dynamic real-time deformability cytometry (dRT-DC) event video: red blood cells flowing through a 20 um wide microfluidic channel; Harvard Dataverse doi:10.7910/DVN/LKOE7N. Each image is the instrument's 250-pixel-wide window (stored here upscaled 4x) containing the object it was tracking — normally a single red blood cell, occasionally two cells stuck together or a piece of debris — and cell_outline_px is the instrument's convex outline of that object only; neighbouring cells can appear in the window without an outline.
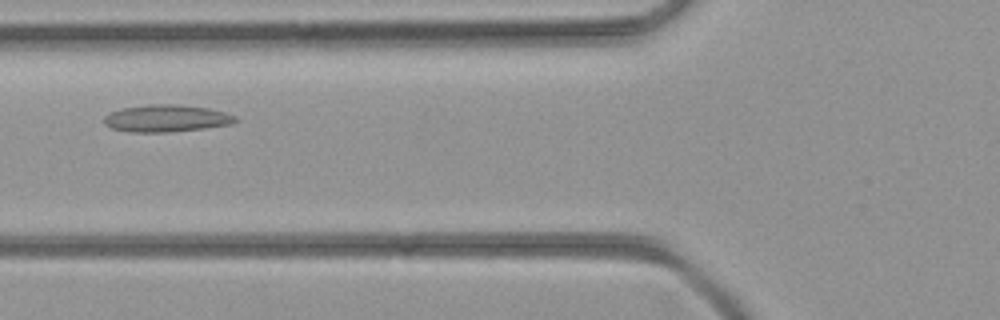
{"species": "common noctule bat (a hibernating species)", "species_latin": "Nyctalus noctula", "temperature_condition": "room temperature", "stored_images_in_passage": 34, "camera_frame_rate_fps": 3000, "um_per_image_px": 0.085, "animal": {"sex": "female", "body_mass_g": 21.9}, "frame": {"image": 1, "passage_image": 7, "time_ms": 2.0, "image_size_px": [1000, 320], "cell_outline_px": [[236, 120], [232, 124], [204, 128], [168, 132], [132, 132], [112, 128], [104, 124], [104, 116], [120, 108], [148, 104], [180, 104], [208, 108], [224, 112], [236, 116]], "centroid_in_image_um": [14.13, 10.05], "position_along_channel_um": 111.7, "area_um2": 20.75}}
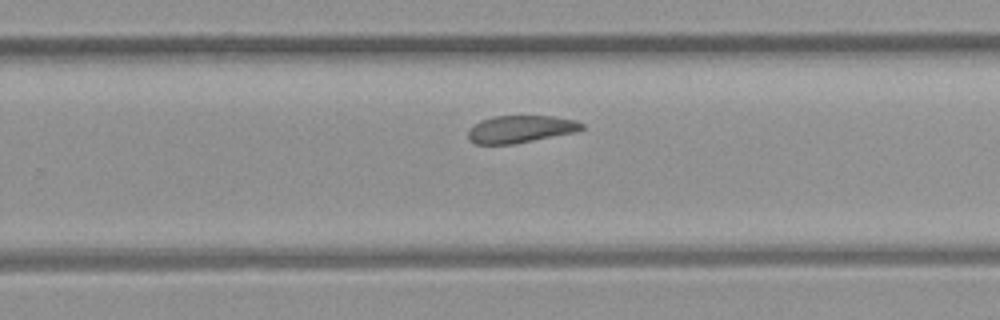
{"frame": {"image": 2, "passage_image": 18, "time_ms": 5.667, "image_size_px": [1000, 320], "cell_outline_px": [[584, 128], [576, 132], [512, 144], [476, 144], [468, 140], [468, 132], [480, 120], [492, 116], [552, 116], [572, 120], [584, 124]], "centroid_in_image_um": [44.22, 10.97], "position_along_channel_um": 285.6, "area_um2": 17.92}}
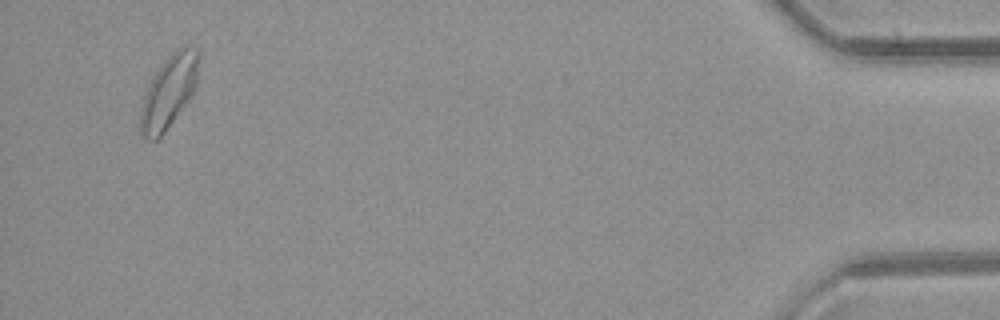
{"frame": {"image": 3, "passage_image": 32, "time_ms": 10.333, "image_size_px": [1000, 320], "cell_outline_px": [[200, 56], [196, 88], [192, 96], [164, 132], [156, 140], [148, 140], [140, 132], [140, 108], [144, 96], [156, 72], [172, 52], [176, 48], [196, 48], [200, 52]], "centroid_in_image_um": [14.38, 7.8], "position_along_channel_um": 420.8, "area_um2": 24.39}}